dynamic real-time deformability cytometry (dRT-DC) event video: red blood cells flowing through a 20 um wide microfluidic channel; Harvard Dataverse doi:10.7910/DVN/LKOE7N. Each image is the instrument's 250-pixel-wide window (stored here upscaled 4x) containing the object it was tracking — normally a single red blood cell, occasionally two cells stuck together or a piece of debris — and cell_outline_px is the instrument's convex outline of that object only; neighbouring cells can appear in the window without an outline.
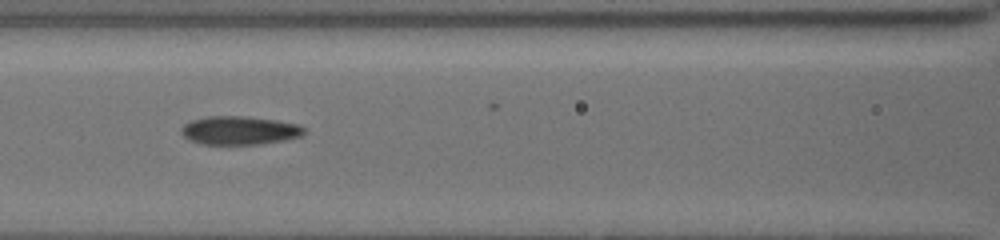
{"species": "common noctule bat (a hibernating species)", "species_latin": "Nyctalus noctula", "temperature_condition": "cold", "stored_images_in_passage": 11, "camera_frame_rate_fps": 3000, "um_per_image_px": 0.085, "animal": {"sex": "female", "body_mass_g": 19.5, "forearm_length_mm": 54.1}, "frame": {"image": 1, "passage_image": 8, "time_ms": 7.0, "image_size_px": [1000, 240], "cell_outline_px": [[304, 132], [300, 136], [284, 140], [256, 144], [204, 144], [192, 140], [184, 136], [180, 132], [180, 128], [184, 124], [192, 120], [208, 116], [244, 116], [276, 120], [300, 124], [304, 128]], "centroid_in_image_um": [20.35, 11.07], "position_along_channel_um": 146.3, "area_um2": 20.23}}
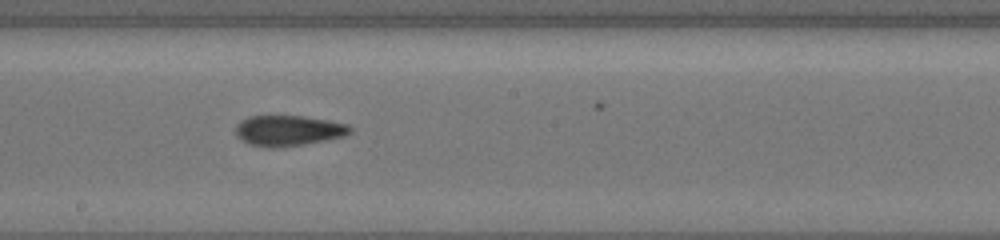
{"frame": {"image": 2, "passage_image": 10, "time_ms": 9.0, "image_size_px": [1000, 240], "cell_outline_px": [[352, 132], [344, 136], [304, 144], [276, 148], [268, 148], [252, 144], [236, 136], [236, 124], [240, 120], [248, 116], [304, 116], [328, 120], [348, 124], [352, 128]], "centroid_in_image_um": [24.51, 11.09], "position_along_channel_um": 223.7, "area_um2": 20.35}}
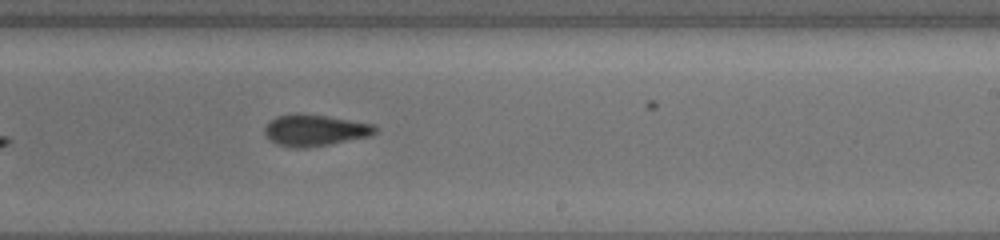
{"frame": {"image": 3, "passage_image": 11, "time_ms": 10.0, "image_size_px": [1000, 240], "cell_outline_px": [[376, 132], [368, 136], [308, 148], [292, 148], [276, 144], [268, 140], [264, 132], [264, 128], [268, 120], [276, 116], [292, 112], [300, 112], [328, 116], [376, 124]], "centroid_in_image_um": [26.69, 11.05], "position_along_channel_um": 262.3, "area_um2": 20.69}}